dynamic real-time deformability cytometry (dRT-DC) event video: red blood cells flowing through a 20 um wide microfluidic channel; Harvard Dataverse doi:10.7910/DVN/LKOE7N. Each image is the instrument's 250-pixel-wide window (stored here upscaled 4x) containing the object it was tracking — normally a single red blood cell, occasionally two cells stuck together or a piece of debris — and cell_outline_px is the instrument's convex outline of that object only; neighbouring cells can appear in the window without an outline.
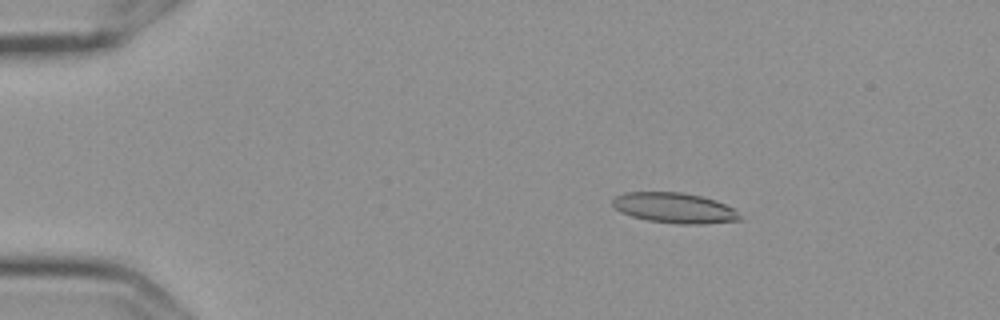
{"species": "Egyptian fruit bat (a non-hibernating species)", "species_latin": "Rousettus aegyptiacus", "temperature_condition": "cold", "stored_images_in_passage": 57, "camera_frame_rate_fps": 3000, "um_per_image_px": 0.085, "frame": {"image": 1, "passage_image": 10, "time_ms": 3.0, "image_size_px": [1000, 320], "cell_outline_px": [[744, 220], [704, 224], [680, 224], [648, 220], [632, 216], [620, 212], [612, 204], [612, 200], [616, 196], [624, 192], [680, 192], [700, 196], [716, 200], [732, 208]], "centroid_in_image_um": [57.33, 17.68], "position_along_channel_um": 27.7, "area_um2": 22.43}}
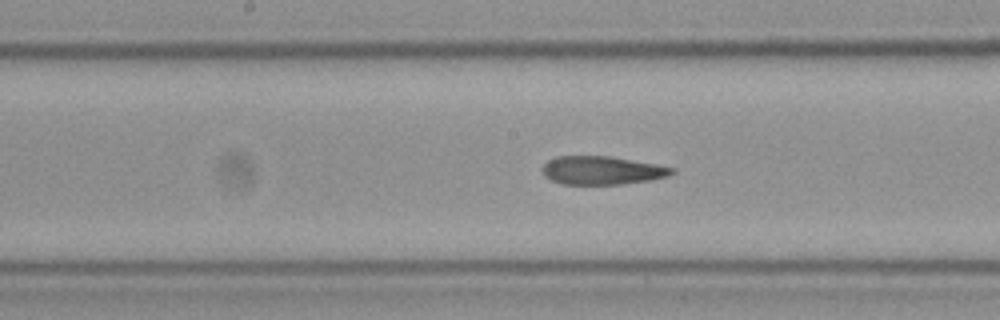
{"frame": {"image": 2, "passage_image": 30, "time_ms": 9.667, "image_size_px": [1000, 320], "cell_outline_px": [[676, 172], [668, 176], [648, 180], [620, 184], [564, 184], [552, 180], [544, 176], [544, 164], [548, 160], [556, 156], [608, 156], [656, 164], [676, 168]], "centroid_in_image_um": [51.19, 14.48], "position_along_channel_um": 197.0, "area_um2": 21.21}}
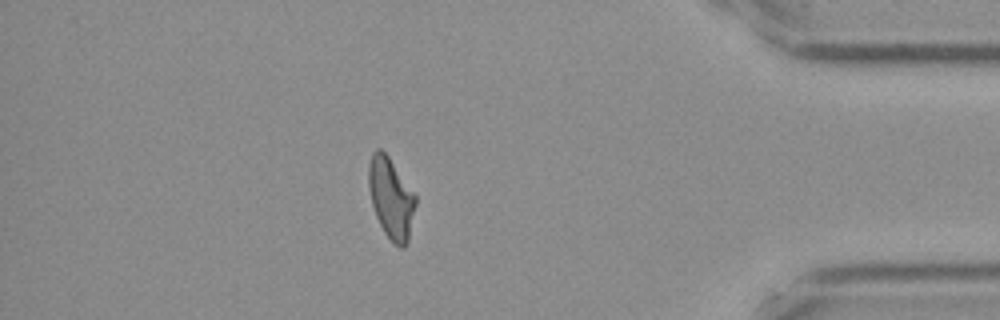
{"frame": {"image": 3, "passage_image": 50, "time_ms": 16.333, "image_size_px": [1000, 320], "cell_outline_px": [[416, 204], [408, 240], [404, 248], [400, 248], [384, 232], [376, 216], [372, 204], [368, 184], [368, 164], [372, 152], [376, 148], [380, 148], [388, 156], [416, 196]], "centroid_in_image_um": [33.22, 16.82], "position_along_channel_um": 402.0, "area_um2": 21.85}, "authors_computed_cell_mechanics": {"area_um2": 22.253, "velocity_mm_per_s": 3.6065, "shape_relaxation_time_tau1_ms": null, "shape_relaxation_time_tau2_ms": 3.3839, "deformation_change_tau1": null, "deformation_change_tau2": 0.1096}}